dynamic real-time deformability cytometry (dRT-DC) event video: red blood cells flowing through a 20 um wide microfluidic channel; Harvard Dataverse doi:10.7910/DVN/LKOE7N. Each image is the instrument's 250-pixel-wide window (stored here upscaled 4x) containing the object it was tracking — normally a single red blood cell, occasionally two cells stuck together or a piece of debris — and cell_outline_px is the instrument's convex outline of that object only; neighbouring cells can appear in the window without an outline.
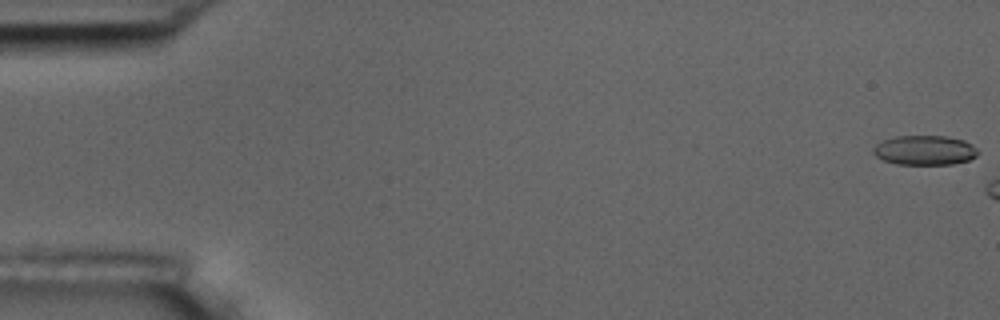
{"species": "common noctule bat (a hibernating species)", "species_latin": "Nyctalus noctula", "temperature_condition": "room temperature", "stored_images_in_passage": 7, "camera_frame_rate_fps": 3000, "um_per_image_px": 0.085, "animal": {"sex": "male", "body_mass_g": 17.5, "forearm_length_mm": 52.3}, "frame": {"image": 1, "passage_image": 1, "time_ms": 0.0, "image_size_px": [1000, 320], "cell_outline_px": [[980, 152], [976, 156], [968, 160], [952, 164], [896, 164], [884, 160], [876, 156], [872, 152], [872, 148], [876, 144], [884, 140], [896, 136], [944, 136], [964, 140], [972, 144]], "centroid_in_image_um": [78.6, 12.77], "position_along_channel_um": 6.4, "area_um2": 18.03}}